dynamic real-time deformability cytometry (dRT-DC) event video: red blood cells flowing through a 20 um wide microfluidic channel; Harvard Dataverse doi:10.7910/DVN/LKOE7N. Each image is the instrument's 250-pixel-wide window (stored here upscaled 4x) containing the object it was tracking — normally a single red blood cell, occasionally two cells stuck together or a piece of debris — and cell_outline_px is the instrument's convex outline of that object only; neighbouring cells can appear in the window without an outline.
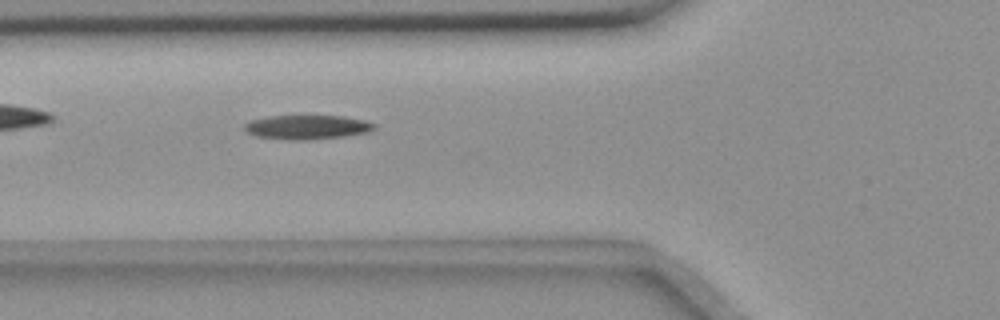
{"species": "common noctule bat (a hibernating species)", "species_latin": "Nyctalus noctula", "temperature_condition": "room temperature", "stored_images_in_passage": 52, "camera_frame_rate_fps": 3000, "um_per_image_px": 0.085, "animal": {"sex": "female", "body_mass_g": 18.4}, "frame": {"image": 1, "passage_image": 20, "time_ms": 6.333, "image_size_px": [1000, 320], "cell_outline_px": [[376, 128], [372, 132], [344, 136], [308, 140], [288, 140], [256, 136], [248, 132], [244, 128], [244, 124], [248, 120], [268, 116], [344, 116], [364, 120], [376, 124]], "centroid_in_image_um": [26.12, 10.81], "position_along_channel_um": 99.7, "area_um2": 18.5}}
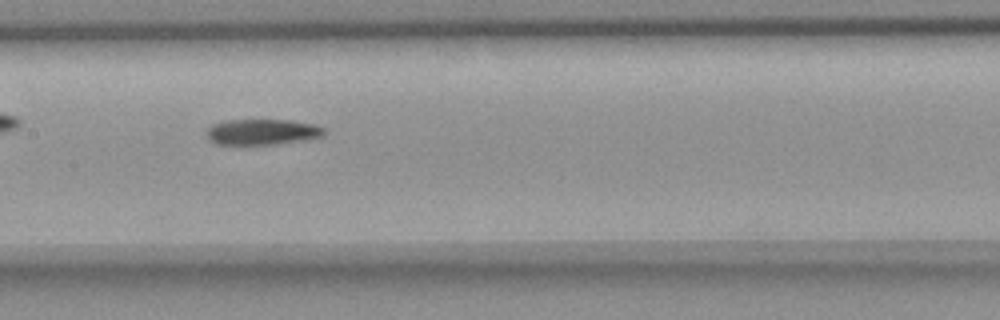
{"frame": {"image": 2, "passage_image": 27, "time_ms": 8.667, "image_size_px": [1000, 320], "cell_outline_px": [[324, 136], [304, 140], [276, 144], [216, 144], [208, 140], [208, 128], [212, 124], [224, 120], [292, 120], [312, 124], [324, 128]], "centroid_in_image_um": [22.28, 11.21], "position_along_channel_um": 185.1, "area_um2": 17.57}}
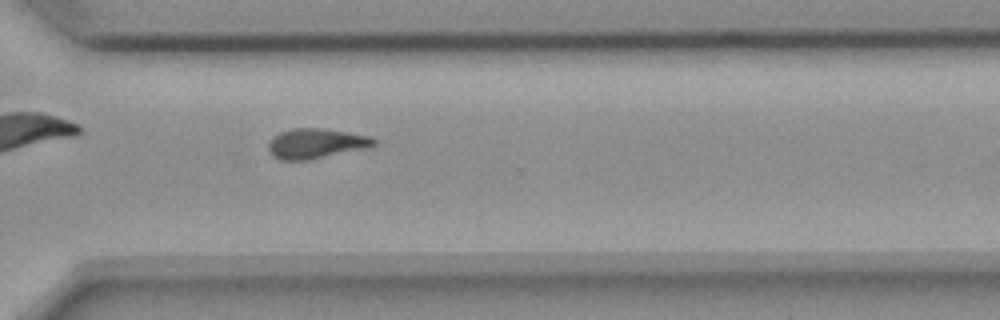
{"frame": {"image": 3, "passage_image": 40, "time_ms": 13.0, "image_size_px": [1000, 320], "cell_outline_px": [[376, 144], [372, 148], [308, 160], [280, 160], [272, 156], [268, 148], [268, 144], [272, 136], [280, 132], [292, 128], [324, 128], [372, 136], [376, 140]], "centroid_in_image_um": [26.9, 12.2], "position_along_channel_um": 343.7, "area_um2": 18.9}}